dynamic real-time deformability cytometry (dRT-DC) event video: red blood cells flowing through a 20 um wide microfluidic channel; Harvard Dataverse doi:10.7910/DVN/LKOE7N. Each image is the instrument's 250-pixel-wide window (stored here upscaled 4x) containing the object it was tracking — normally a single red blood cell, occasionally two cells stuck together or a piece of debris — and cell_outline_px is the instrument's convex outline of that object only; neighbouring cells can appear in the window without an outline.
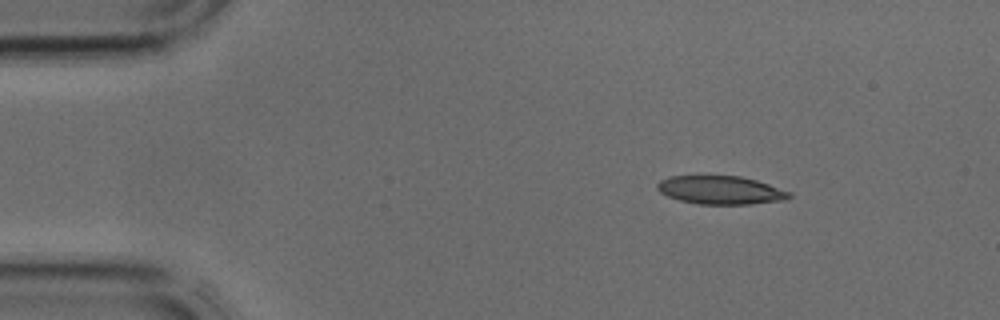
{"species": "common noctule bat (a hibernating species)", "species_latin": "Nyctalus noctula", "temperature_condition": "cold", "stored_images_in_passage": 2, "camera_frame_rate_fps": 3000, "um_per_image_px": 0.085, "animal": {"sex": "male", "body_mass_g": 17.9, "forearm_length_mm": 54.2}, "frame": {"image": 1, "passage_image": 1, "time_ms": 0.0, "image_size_px": [1000, 320], "cell_outline_px": [[792, 196], [788, 200], [752, 204], [696, 204], [680, 200], [668, 196], [660, 192], [656, 188], [656, 184], [660, 180], [668, 176], [740, 176], [756, 180], [792, 192]], "centroid_in_image_um": [61.27, 16.16], "position_along_channel_um": 23.7, "area_um2": 21.96}}
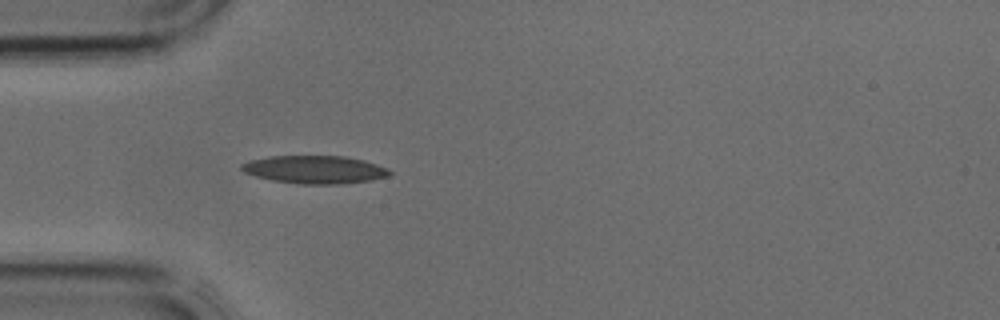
{"frame": {"image": 2, "passage_image": 2, "time_ms": 0.333, "image_size_px": [1000, 320], "cell_outline_px": [[392, 172], [388, 176], [368, 180], [336, 184], [300, 184], [272, 180], [256, 176], [244, 172], [240, 168], [240, 164], [248, 160], [268, 156], [344, 156], [364, 160], [388, 168]], "centroid_in_image_um": [26.71, 14.4], "position_along_channel_um": 58.3, "area_um2": 24.04}}